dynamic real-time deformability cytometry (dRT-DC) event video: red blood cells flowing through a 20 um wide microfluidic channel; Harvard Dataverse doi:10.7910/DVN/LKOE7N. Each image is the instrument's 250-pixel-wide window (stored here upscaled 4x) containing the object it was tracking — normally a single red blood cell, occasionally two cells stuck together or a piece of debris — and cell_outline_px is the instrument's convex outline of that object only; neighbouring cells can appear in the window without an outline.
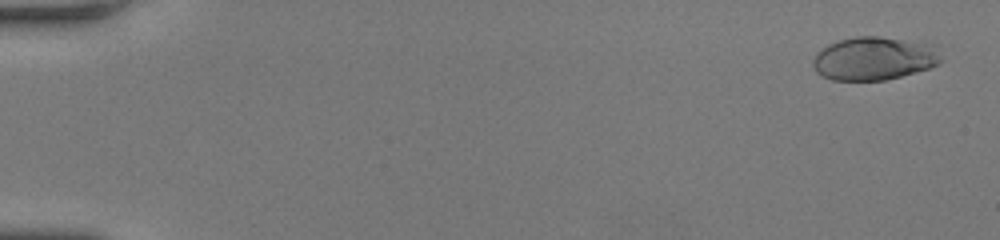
{"species": "human", "species_latin": "Homo sapiens", "temperature_condition": "room temperature", "stored_images_in_passage": 55, "camera_frame_rate_fps": 3000, "um_per_image_px": 0.085, "donor": {"sex": "female"}, "frame": {"image": 1, "passage_image": 3, "time_ms": 0.667, "image_size_px": [1000, 240], "cell_outline_px": [[944, 60], [940, 64], [928, 68], [900, 76], [884, 80], [832, 80], [820, 76], [816, 72], [812, 64], [812, 60], [816, 52], [828, 44], [840, 40], [856, 36], [880, 36], [940, 44]], "centroid_in_image_um": [74.37, 4.95], "position_along_channel_um": 10.6, "area_um2": 33.12}}
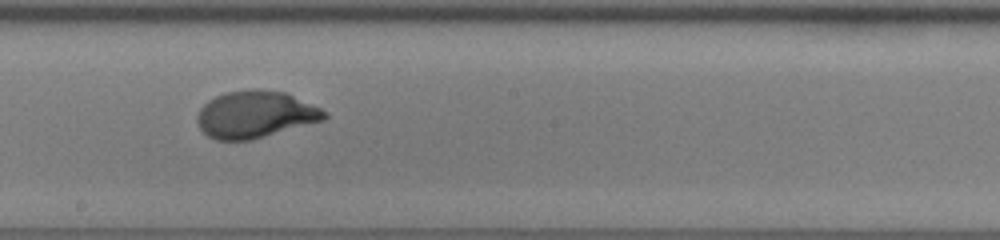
{"frame": {"image": 2, "passage_image": 33, "time_ms": 10.667, "image_size_px": [1000, 240], "cell_outline_px": [[328, 116], [324, 120], [252, 140], [216, 140], [208, 136], [200, 128], [196, 120], [196, 116], [200, 108], [208, 100], [224, 92], [252, 88], [256, 88], [284, 92], [320, 108], [328, 112]], "centroid_in_image_um": [21.68, 9.72], "position_along_channel_um": 226.5, "area_um2": 34.97}}
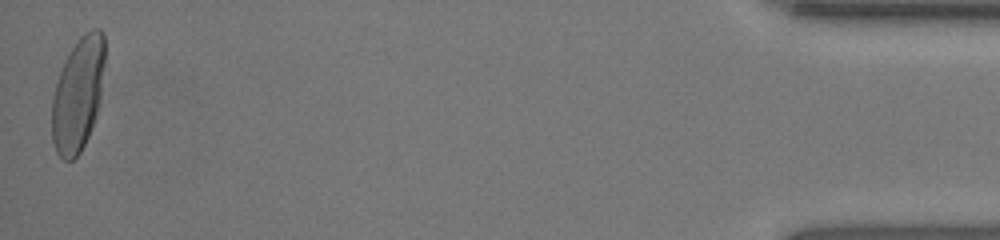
{"frame": {"image": 3, "passage_image": 55, "time_ms": 18.0, "image_size_px": [1000, 240], "cell_outline_px": [[104, 64], [100, 96], [96, 116], [92, 128], [80, 152], [72, 160], [64, 160], [56, 152], [52, 140], [52, 96], [56, 80], [72, 48], [80, 36], [84, 32], [92, 28], [100, 28], [104, 32]], "centroid_in_image_um": [6.62, 8.01], "position_along_channel_um": 428.6, "area_um2": 34.97}, "authors_computed_cell_mechanics": {"area_um2": 34.3332, "velocity_mm_per_s": 3.9218, "shape_relaxation_time_tau1_ms": 3.6218, "shape_relaxation_time_tau2_ms": null, "deformation_change_tau1": 0.2187, "deformation_change_tau2": null}}